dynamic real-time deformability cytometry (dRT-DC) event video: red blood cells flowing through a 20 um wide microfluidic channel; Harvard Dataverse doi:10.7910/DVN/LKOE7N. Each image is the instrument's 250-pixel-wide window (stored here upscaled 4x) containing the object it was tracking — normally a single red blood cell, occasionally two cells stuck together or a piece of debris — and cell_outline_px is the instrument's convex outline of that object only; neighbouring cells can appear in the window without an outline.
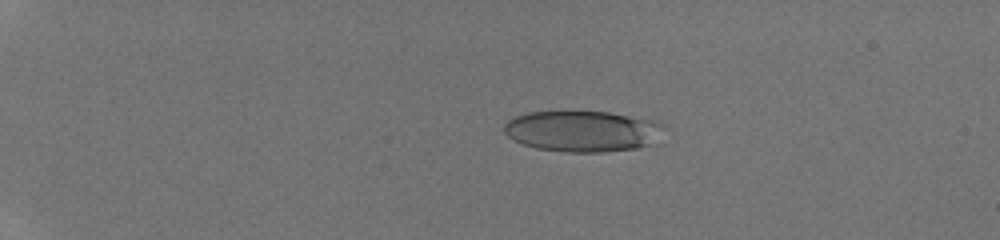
{"species": "human", "species_latin": "Homo sapiens", "temperature_condition": "room temperature", "stored_images_in_passage": 47, "camera_frame_rate_fps": 3000, "um_per_image_px": 0.085, "donor": {"sex": "male"}, "frame": {"image": 1, "passage_image": 12, "time_ms": 3.667, "image_size_px": [1000, 240], "cell_outline_px": [[664, 128], [660, 144], [636, 148], [604, 152], [568, 152], [536, 148], [524, 144], [508, 136], [504, 132], [504, 124], [508, 120], [524, 112], [564, 108], [608, 112], [652, 120], [664, 124]], "centroid_in_image_um": [49.55, 11.11], "position_along_channel_um": 35.4, "area_um2": 39.71}}
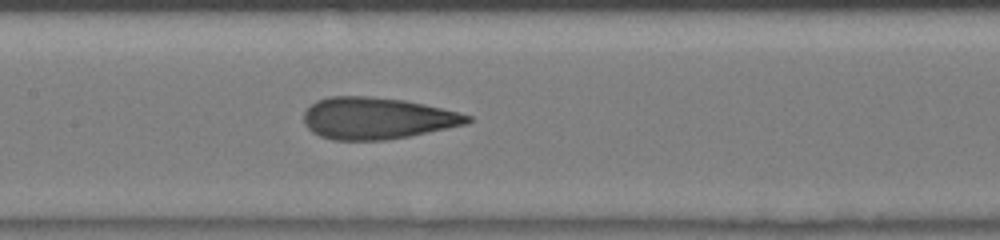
{"frame": {"image": 2, "passage_image": 27, "time_ms": 8.667, "image_size_px": [1000, 240], "cell_outline_px": [[472, 120], [468, 124], [408, 136], [384, 140], [332, 140], [320, 136], [312, 132], [304, 124], [304, 112], [316, 100], [328, 96], [368, 96], [404, 100], [424, 104], [472, 116]], "centroid_in_image_um": [32.02, 10.05], "position_along_channel_um": 175.4, "area_um2": 39.71}}
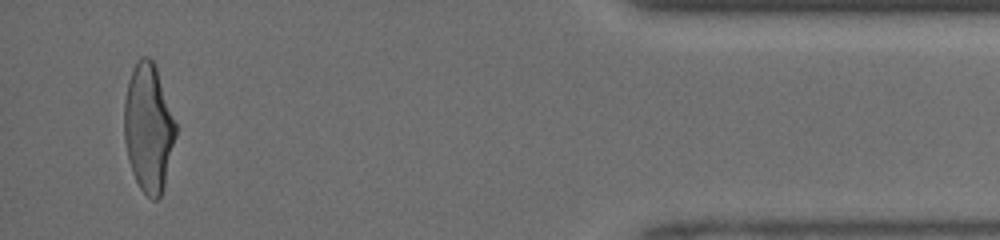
{"frame": {"image": 3, "passage_image": 46, "time_ms": 15.0, "image_size_px": [1000, 240], "cell_outline_px": [[176, 136], [164, 184], [160, 196], [156, 200], [152, 200], [140, 188], [132, 172], [128, 160], [124, 140], [124, 100], [128, 80], [132, 68], [140, 56], [148, 56], [152, 60], [156, 68], [176, 124]], "centroid_in_image_um": [12.59, 10.85], "position_along_channel_um": 422.6, "area_um2": 38.26}}